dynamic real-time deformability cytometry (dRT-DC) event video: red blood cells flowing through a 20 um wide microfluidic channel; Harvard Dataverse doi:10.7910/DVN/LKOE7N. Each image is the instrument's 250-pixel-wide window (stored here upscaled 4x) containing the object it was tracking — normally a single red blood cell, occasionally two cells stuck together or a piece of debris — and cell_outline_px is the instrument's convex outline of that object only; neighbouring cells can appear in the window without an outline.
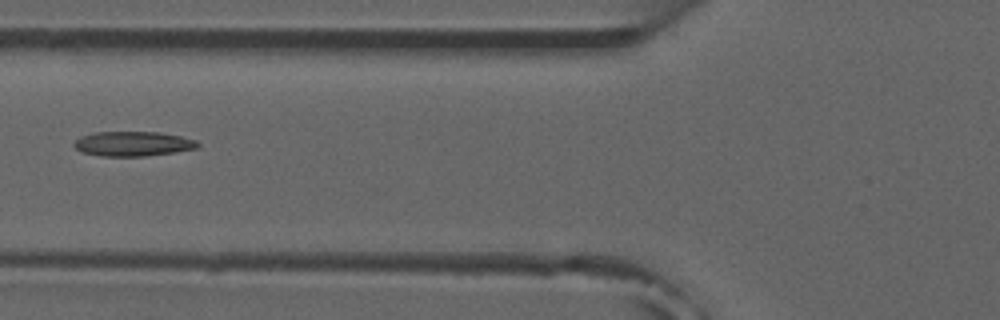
{"species": "common noctule bat (a hibernating species)", "species_latin": "Nyctalus noctula", "temperature_condition": "room temperature", "stored_images_in_passage": 5, "camera_frame_rate_fps": 3000, "um_per_image_px": 0.085, "animal": {"sex": "male", "forearm_length_mm": 52.5}, "frame": {"image": 1, "passage_image": 4, "time_ms": 3.667, "image_size_px": [1000, 320], "cell_outline_px": [[200, 144], [196, 148], [172, 152], [144, 156], [100, 156], [80, 152], [72, 144], [80, 136], [96, 132], [160, 132], [180, 136], [196, 140]], "centroid_in_image_um": [11.26, 12.22], "position_along_channel_um": 114.5, "area_um2": 17.74}}
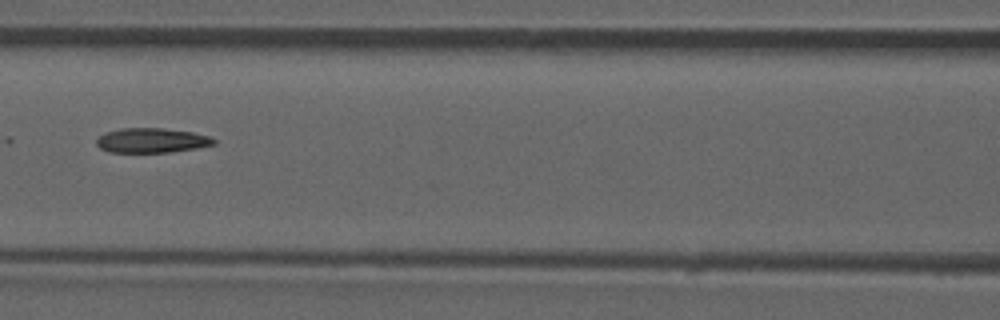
{"frame": {"image": 2, "passage_image": 5, "time_ms": 4.667, "image_size_px": [1000, 320], "cell_outline_px": [[216, 144], [196, 148], [172, 152], [108, 152], [100, 148], [96, 144], [96, 140], [104, 132], [120, 128], [164, 128], [192, 132], [212, 136], [216, 140]], "centroid_in_image_um": [12.91, 11.93], "position_along_channel_um": 153.7, "area_um2": 17.05}}